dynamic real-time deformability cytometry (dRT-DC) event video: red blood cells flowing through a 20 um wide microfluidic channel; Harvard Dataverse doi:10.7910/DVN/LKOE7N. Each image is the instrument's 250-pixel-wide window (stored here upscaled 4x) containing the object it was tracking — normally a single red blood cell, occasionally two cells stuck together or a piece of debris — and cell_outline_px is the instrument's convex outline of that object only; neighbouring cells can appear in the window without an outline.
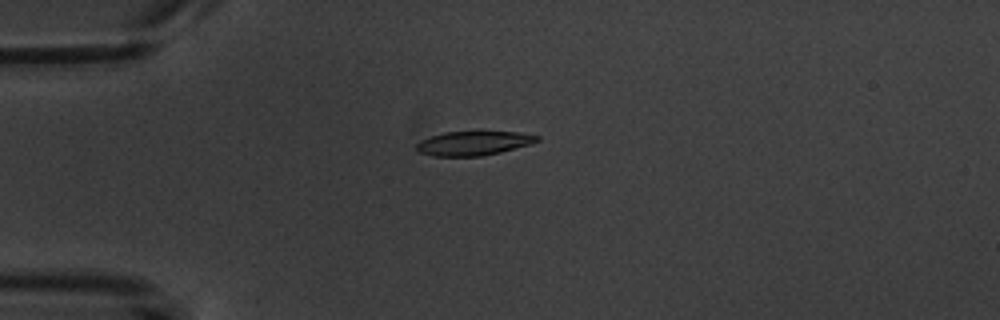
{"species": "common noctule bat (a hibernating species)", "species_latin": "Nyctalus noctula", "temperature_condition": "warm", "stored_images_in_passage": 6, "camera_frame_rate_fps": 3000, "um_per_image_px": 0.085, "animal": {"sex": "male", "body_mass_g": 20.1, "forearm_length_mm": 53.5}, "frame": {"image": 1, "passage_image": 5, "time_ms": 4.667, "image_size_px": [1000, 320], "cell_outline_px": [[540, 140], [528, 144], [500, 152], [480, 156], [432, 156], [416, 152], [416, 144], [420, 140], [444, 132], [520, 132], [540, 136]], "centroid_in_image_um": [40.2, 12.18], "position_along_channel_um": 44.8, "area_um2": 16.88}}